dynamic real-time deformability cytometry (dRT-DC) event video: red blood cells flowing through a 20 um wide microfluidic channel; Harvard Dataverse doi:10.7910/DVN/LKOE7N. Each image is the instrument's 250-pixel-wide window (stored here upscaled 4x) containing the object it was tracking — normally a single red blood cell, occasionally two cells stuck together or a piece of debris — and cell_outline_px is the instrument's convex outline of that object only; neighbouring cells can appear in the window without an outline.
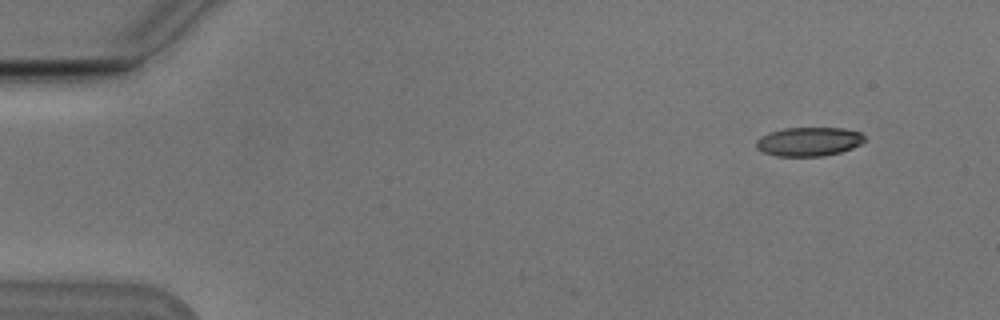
{"species": "Egyptian fruit bat (a non-hibernating species)", "species_latin": "Rousettus aegyptiacus", "temperature_condition": "cold", "stored_images_in_passage": 50, "camera_frame_rate_fps": 3000, "um_per_image_px": 0.085, "animal": {"sex": "male"}, "frame": {"image": 1, "passage_image": 1, "time_ms": 0.0, "image_size_px": [1000, 320], "cell_outline_px": [[864, 140], [860, 144], [852, 148], [840, 152], [820, 156], [776, 156], [764, 152], [756, 148], [756, 140], [760, 136], [768, 132], [784, 128], [844, 128], [860, 132], [864, 136]], "centroid_in_image_um": [68.72, 12.03], "position_along_channel_um": 16.3, "area_um2": 18.26}}
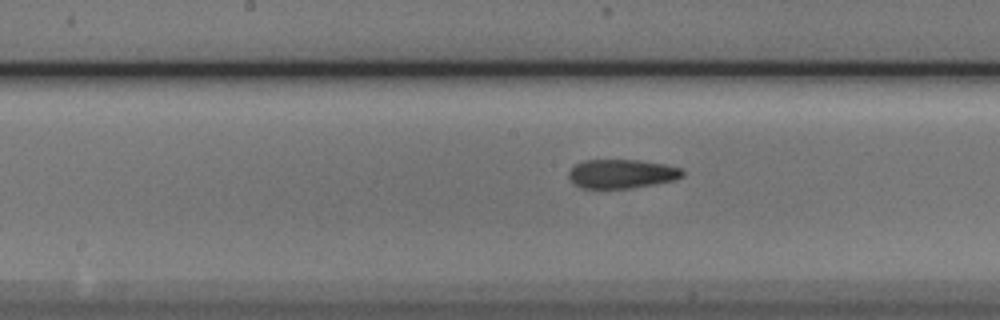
{"frame": {"image": 2, "passage_image": 24, "time_ms": 7.667, "image_size_px": [1000, 320], "cell_outline_px": [[684, 176], [676, 180], [632, 188], [580, 188], [572, 184], [568, 176], [568, 172], [576, 164], [584, 160], [640, 160], [664, 164], [680, 168], [684, 172]], "centroid_in_image_um": [52.83, 14.78], "position_along_channel_um": 195.4, "area_um2": 19.36}}
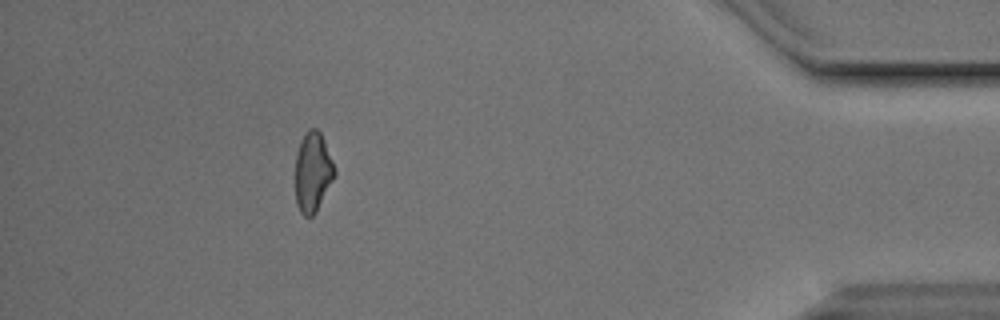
{"frame": {"image": 3, "passage_image": 45, "time_ms": 14.667, "image_size_px": [1000, 320], "cell_outline_px": [[336, 172], [316, 212], [312, 216], [304, 216], [300, 212], [296, 204], [296, 156], [300, 140], [304, 132], [308, 128], [316, 128], [320, 132], [324, 140], [336, 168]], "centroid_in_image_um": [26.58, 14.59], "position_along_channel_um": 408.6, "area_um2": 18.21}, "authors_computed_cell_mechanics": {"area_um2": 19.3341, "velocity_mm_per_s": 3.7958, "shape_relaxation_time_tau1_ms": null, "shape_relaxation_time_tau2_ms": 5.2961, "deformation_change_tau1": null, "deformation_change_tau2": 0.1424}}